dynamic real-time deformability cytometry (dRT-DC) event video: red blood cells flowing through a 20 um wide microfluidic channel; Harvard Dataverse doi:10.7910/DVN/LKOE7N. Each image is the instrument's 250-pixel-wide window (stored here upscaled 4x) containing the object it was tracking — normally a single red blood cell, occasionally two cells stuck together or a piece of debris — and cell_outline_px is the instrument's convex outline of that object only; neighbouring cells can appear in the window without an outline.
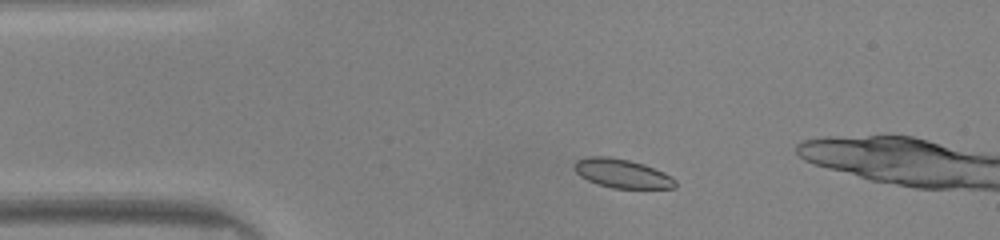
{"species": "common noctule bat (a hibernating species)", "species_latin": "Nyctalus noctula", "temperature_condition": "warm", "stored_images_in_passage": 5, "camera_frame_rate_fps": 3000, "um_per_image_px": 0.085, "animal": {"sex": "male", "body_mass_g": 20.0, "forearm_length_mm": 53.3}, "frame": {"image": 1, "passage_image": 1, "time_ms": 0.0, "image_size_px": [1000, 240], "cell_outline_px": [[676, 188], [612, 188], [588, 180], [580, 176], [576, 172], [576, 160], [588, 156], [608, 156], [628, 160], [644, 164], [664, 172], [672, 176], [676, 180]], "centroid_in_image_um": [52.92, 14.74], "position_along_channel_um": 32.1, "area_um2": 16.88}}